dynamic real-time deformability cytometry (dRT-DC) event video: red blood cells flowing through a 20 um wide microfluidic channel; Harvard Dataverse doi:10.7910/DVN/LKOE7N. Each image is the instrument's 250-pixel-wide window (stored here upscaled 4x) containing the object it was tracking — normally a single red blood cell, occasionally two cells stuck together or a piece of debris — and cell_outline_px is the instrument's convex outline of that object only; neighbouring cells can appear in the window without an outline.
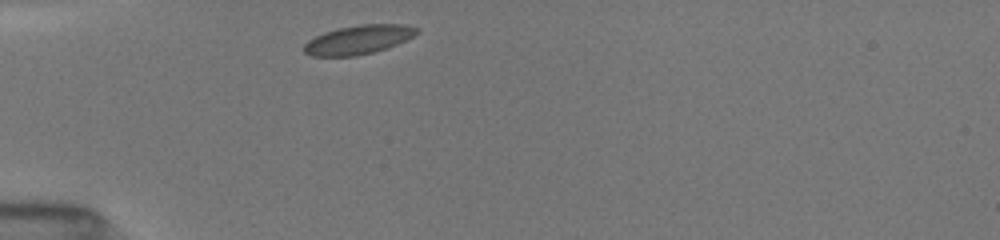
{"species": "common noctule bat (a hibernating species)", "species_latin": "Nyctalus noctula", "temperature_condition": "room temperature", "stored_images_in_passage": 37, "camera_frame_rate_fps": 3000, "um_per_image_px": 0.085, "animal": {"sex": "female", "body_mass_g": 19.5, "forearm_length_mm": 54.1}, "frame": {"image": 1, "passage_image": 1, "time_ms": 0.0, "image_size_px": [1000, 240], "cell_outline_px": [[420, 32], [396, 44], [372, 52], [356, 56], [312, 56], [304, 52], [304, 44], [308, 40], [324, 32], [340, 28], [360, 24], [404, 24], [420, 28]], "centroid_in_image_um": [30.46, 3.36], "position_along_channel_um": 54.5, "area_um2": 18.84}}
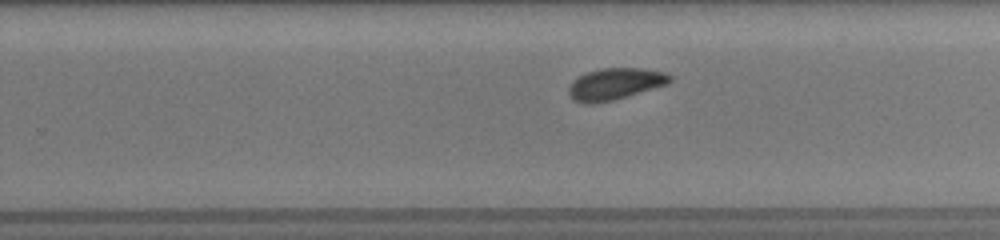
{"frame": {"image": 2, "passage_image": 19, "time_ms": 6.0, "image_size_px": [1000, 240], "cell_outline_px": [[672, 80], [668, 84], [612, 100], [596, 104], [584, 104], [572, 100], [568, 92], [568, 88], [572, 80], [588, 72], [600, 68], [640, 68], [664, 72], [672, 76]], "centroid_in_image_um": [52.25, 7.14], "position_along_channel_um": 277.6, "area_um2": 18.67}}
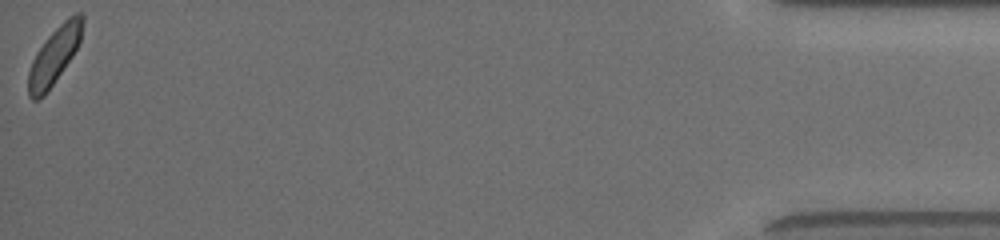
{"frame": {"image": 3, "passage_image": 37, "time_ms": 12.0, "image_size_px": [1000, 240], "cell_outline_px": [[84, 20], [80, 40], [72, 56], [44, 96], [40, 100], [32, 100], [28, 96], [28, 72], [32, 60], [36, 52], [48, 36], [68, 16], [76, 12], [80, 12], [84, 16]], "centroid_in_image_um": [4.6, 4.73], "position_along_channel_um": 430.6, "area_um2": 17.8}, "authors_computed_cell_mechanics": {"area_um2": 18.496, "velocity_mm_per_s": 3.9624, "shape_relaxation_time_tau1_ms": 2.6944, "shape_relaxation_time_tau2_ms": null, "deformation_change_tau1": 0.0673, "deformation_change_tau2": null}}